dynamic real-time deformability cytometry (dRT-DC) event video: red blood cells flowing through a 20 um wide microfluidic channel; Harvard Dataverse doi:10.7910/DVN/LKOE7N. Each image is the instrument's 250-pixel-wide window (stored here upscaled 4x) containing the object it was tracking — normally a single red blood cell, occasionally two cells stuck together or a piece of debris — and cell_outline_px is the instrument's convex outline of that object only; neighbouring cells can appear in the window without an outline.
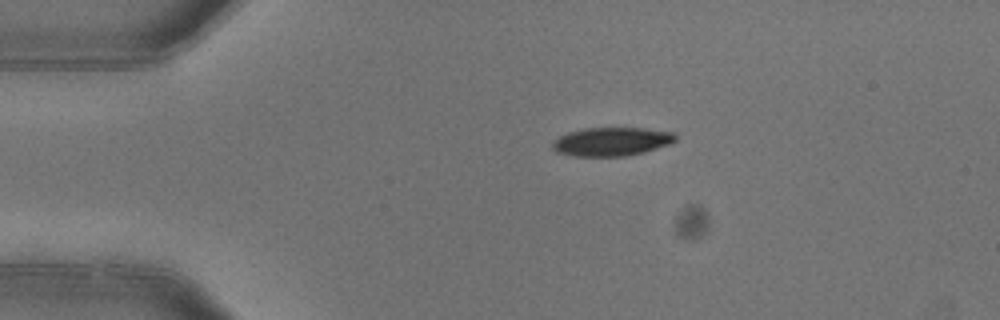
{"species": "common noctule bat (a hibernating species)", "species_latin": "Nyctalus noctula", "temperature_condition": "warm", "stored_images_in_passage": 2, "camera_frame_rate_fps": 3000, "um_per_image_px": 0.085, "animal": {"sex": "female"}, "frame": {"image": 1, "passage_image": 1, "time_ms": 0.0, "image_size_px": [1000, 320], "cell_outline_px": [[676, 140], [672, 144], [644, 152], [628, 156], [572, 156], [556, 152], [552, 148], [552, 144], [560, 136], [568, 132], [584, 128], [644, 128], [676, 132]], "centroid_in_image_um": [52.03, 12.04], "position_along_channel_um": 33.0, "area_um2": 20.69}}